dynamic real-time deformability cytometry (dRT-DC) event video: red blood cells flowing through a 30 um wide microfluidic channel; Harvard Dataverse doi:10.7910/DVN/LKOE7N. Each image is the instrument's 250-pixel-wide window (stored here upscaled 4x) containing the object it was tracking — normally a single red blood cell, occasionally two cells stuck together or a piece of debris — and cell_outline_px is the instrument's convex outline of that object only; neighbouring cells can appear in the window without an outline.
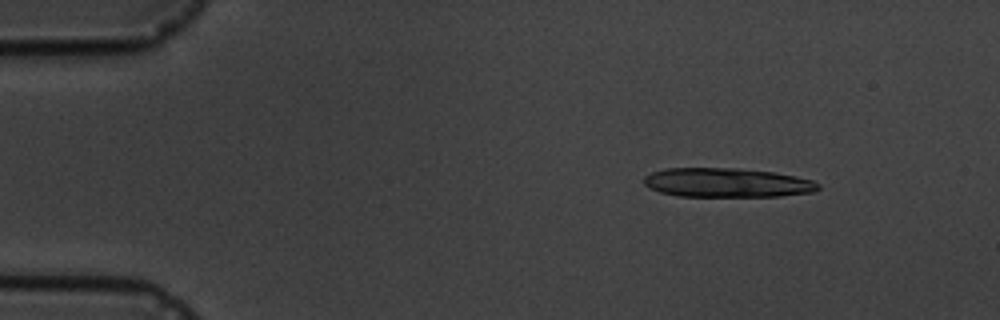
{"species": "common noctule bat (a hibernating species)", "species_latin": "Nyctalus noctula", "temperature_condition": "cold", "stored_images_in_passage": 5, "camera_frame_rate_fps": 3000, "um_per_image_px": 0.085, "animal": {"sex": "male", "body_mass_g": 19.5, "forearm_length_mm": 54.6}, "frame": {"image": 1, "passage_image": 2, "time_ms": 1.333, "image_size_px": [1000, 320], "cell_outline_px": [[820, 188], [816, 192], [780, 196], [676, 196], [660, 192], [648, 188], [644, 184], [644, 176], [652, 172], [664, 168], [736, 168], [776, 172], [796, 176], [812, 180], [820, 184]], "centroid_in_image_um": [61.8, 15.52], "position_along_channel_um": 23.2, "area_um2": 29.94}}